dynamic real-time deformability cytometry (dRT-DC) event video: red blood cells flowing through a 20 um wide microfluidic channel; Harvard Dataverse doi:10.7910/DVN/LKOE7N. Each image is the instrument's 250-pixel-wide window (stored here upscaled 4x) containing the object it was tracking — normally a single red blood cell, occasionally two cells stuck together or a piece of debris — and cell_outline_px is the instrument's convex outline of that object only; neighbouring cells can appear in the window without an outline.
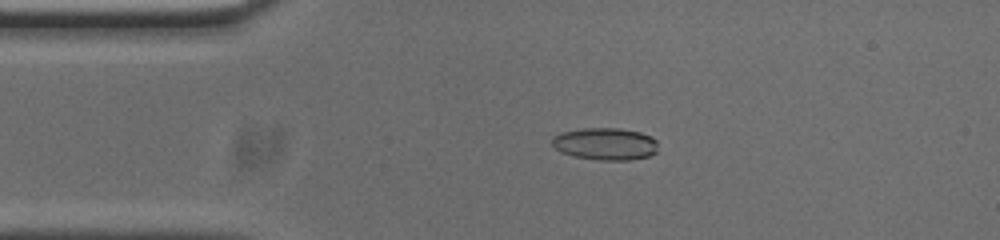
{"species": "common noctule bat (a hibernating species)", "species_latin": "Nyctalus noctula", "temperature_condition": "cold", "stored_images_in_passage": 46, "camera_frame_rate_fps": 3000, "um_per_image_px": 0.085, "animal": {"sex": "male", "body_mass_g": 20.0, "forearm_length_mm": 53.3}, "frame": {"image": 1, "passage_image": 4, "time_ms": 1.0, "image_size_px": [1000, 240], "cell_outline_px": [[656, 152], [648, 156], [632, 160], [600, 160], [572, 156], [560, 152], [552, 144], [552, 136], [560, 132], [584, 128], [620, 128], [640, 132], [652, 136], [656, 140]], "centroid_in_image_um": [51.43, 12.22], "position_along_channel_um": 33.6, "area_um2": 20.06}}
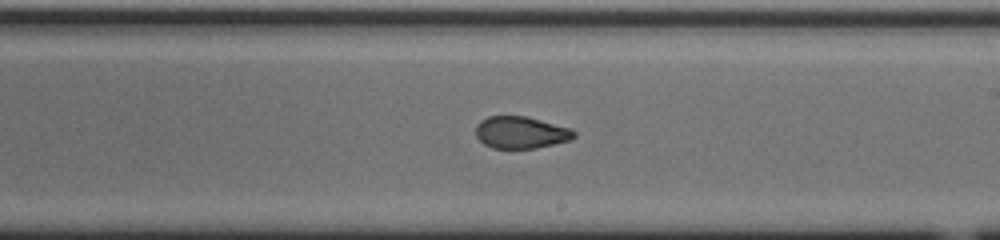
{"frame": {"image": 2, "passage_image": 23, "time_ms": 7.333, "image_size_px": [1000, 240], "cell_outline_px": [[576, 136], [572, 140], [536, 148], [492, 148], [484, 144], [476, 136], [476, 124], [480, 120], [488, 116], [528, 116], [572, 128], [576, 132]], "centroid_in_image_um": [44.3, 11.25], "position_along_channel_um": 244.7, "area_um2": 18.61}}
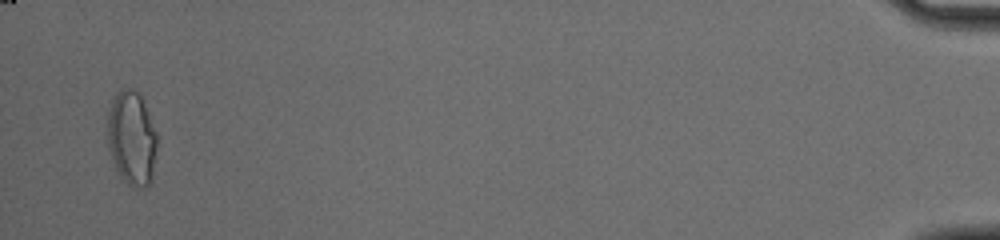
{"frame": {"image": 3, "passage_image": 45, "time_ms": 14.667, "image_size_px": [1000, 240], "cell_outline_px": [[156, 148], [152, 180], [148, 188], [136, 192], [116, 172], [108, 148], [108, 112], [112, 100], [116, 92], [120, 88], [132, 88], [140, 96], [144, 104], [156, 132]], "centroid_in_image_um": [11.19, 11.83], "position_along_channel_um": 424.0, "area_um2": 27.57}, "authors_computed_cell_mechanics": {"area_um2": 19.941, "velocity_mm_per_s": 3.79, "shape_relaxation_time_tau1_ms": null, "shape_relaxation_time_tau2_ms": 1.4844, "deformation_change_tau1": null, "deformation_change_tau2": 0.0523}}